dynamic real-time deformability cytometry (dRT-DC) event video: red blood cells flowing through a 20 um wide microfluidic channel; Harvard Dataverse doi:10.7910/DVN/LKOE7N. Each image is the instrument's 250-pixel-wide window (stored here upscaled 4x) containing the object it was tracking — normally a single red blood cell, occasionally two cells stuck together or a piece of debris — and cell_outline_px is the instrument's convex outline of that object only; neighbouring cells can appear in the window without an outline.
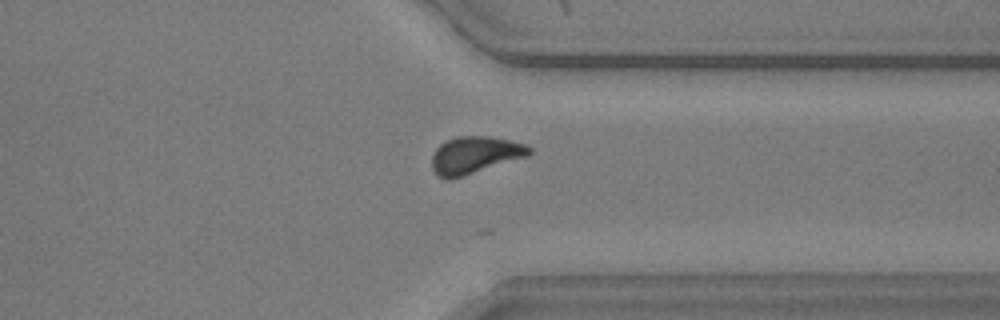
{"species": "common noctule bat (a hibernating species)", "species_latin": "Nyctalus noctula", "temperature_condition": "warm", "stored_images_in_passage": 29, "camera_frame_rate_fps": 3000, "um_per_image_px": 0.085, "animal": {"sex": "male", "body_mass_g": 20.5, "forearm_length_mm": 52.5}, "frame": {"image": 1, "passage_image": 24, "time_ms": 7.667, "image_size_px": [1000, 320], "cell_outline_px": [[532, 152], [528, 156], [448, 180], [436, 176], [432, 168], [432, 156], [436, 148], [440, 144], [456, 136], [488, 136], [528, 144], [532, 148]], "centroid_in_image_um": [40.36, 13.17], "position_along_channel_um": 371.0, "area_um2": 21.04}, "authors_computed_cell_mechanics": {"area_um2": 20.9814, "velocity_mm_per_s": 4.1083, "shape_relaxation_time_tau1_ms": null, "shape_relaxation_time_tau2_ms": 1.305, "deformation_change_tau1": null, "deformation_change_tau2": 0.0789}}